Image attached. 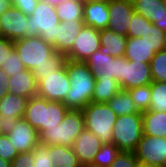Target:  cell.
<instances>
[{
  "instance_id": "e0dca14e",
  "label": "cell",
  "mask_w": 166,
  "mask_h": 167,
  "mask_svg": "<svg viewBox=\"0 0 166 167\" xmlns=\"http://www.w3.org/2000/svg\"><path fill=\"white\" fill-rule=\"evenodd\" d=\"M103 143L90 130L84 129L73 143L74 153L83 167H89Z\"/></svg>"
},
{
  "instance_id": "ba28073f",
  "label": "cell",
  "mask_w": 166,
  "mask_h": 167,
  "mask_svg": "<svg viewBox=\"0 0 166 167\" xmlns=\"http://www.w3.org/2000/svg\"><path fill=\"white\" fill-rule=\"evenodd\" d=\"M96 79H115L122 89L123 57H112L105 51H95L85 61Z\"/></svg>"
},
{
  "instance_id": "7c38bea8",
  "label": "cell",
  "mask_w": 166,
  "mask_h": 167,
  "mask_svg": "<svg viewBox=\"0 0 166 167\" xmlns=\"http://www.w3.org/2000/svg\"><path fill=\"white\" fill-rule=\"evenodd\" d=\"M100 30L84 26L76 37L66 59L75 62H85L88 57L100 48Z\"/></svg>"
},
{
  "instance_id": "9a60e30c",
  "label": "cell",
  "mask_w": 166,
  "mask_h": 167,
  "mask_svg": "<svg viewBox=\"0 0 166 167\" xmlns=\"http://www.w3.org/2000/svg\"><path fill=\"white\" fill-rule=\"evenodd\" d=\"M7 136L9 137L13 147L19 152H32L39 144V135L24 118L16 120L15 126Z\"/></svg>"
},
{
  "instance_id": "e575fe53",
  "label": "cell",
  "mask_w": 166,
  "mask_h": 167,
  "mask_svg": "<svg viewBox=\"0 0 166 167\" xmlns=\"http://www.w3.org/2000/svg\"><path fill=\"white\" fill-rule=\"evenodd\" d=\"M34 158L33 167H54L52 159L49 156V146L38 144L32 151Z\"/></svg>"
},
{
  "instance_id": "3957f363",
  "label": "cell",
  "mask_w": 166,
  "mask_h": 167,
  "mask_svg": "<svg viewBox=\"0 0 166 167\" xmlns=\"http://www.w3.org/2000/svg\"><path fill=\"white\" fill-rule=\"evenodd\" d=\"M68 110L63 102L48 101L34 96L28 100L23 118L39 133L59 125Z\"/></svg>"
},
{
  "instance_id": "cb8c5ba5",
  "label": "cell",
  "mask_w": 166,
  "mask_h": 167,
  "mask_svg": "<svg viewBox=\"0 0 166 167\" xmlns=\"http://www.w3.org/2000/svg\"><path fill=\"white\" fill-rule=\"evenodd\" d=\"M49 156L54 167H83L77 155L70 146L52 145L49 146Z\"/></svg>"
},
{
  "instance_id": "681fc988",
  "label": "cell",
  "mask_w": 166,
  "mask_h": 167,
  "mask_svg": "<svg viewBox=\"0 0 166 167\" xmlns=\"http://www.w3.org/2000/svg\"><path fill=\"white\" fill-rule=\"evenodd\" d=\"M90 1L109 3L112 0H90Z\"/></svg>"
},
{
  "instance_id": "6da1fadb",
  "label": "cell",
  "mask_w": 166,
  "mask_h": 167,
  "mask_svg": "<svg viewBox=\"0 0 166 167\" xmlns=\"http://www.w3.org/2000/svg\"><path fill=\"white\" fill-rule=\"evenodd\" d=\"M70 88L63 102L69 109L82 110L92 102L96 78L85 62L66 59Z\"/></svg>"
},
{
  "instance_id": "1f68e13d",
  "label": "cell",
  "mask_w": 166,
  "mask_h": 167,
  "mask_svg": "<svg viewBox=\"0 0 166 167\" xmlns=\"http://www.w3.org/2000/svg\"><path fill=\"white\" fill-rule=\"evenodd\" d=\"M150 70L153 81L166 82V51L155 53L150 62Z\"/></svg>"
},
{
  "instance_id": "f6af8a7d",
  "label": "cell",
  "mask_w": 166,
  "mask_h": 167,
  "mask_svg": "<svg viewBox=\"0 0 166 167\" xmlns=\"http://www.w3.org/2000/svg\"><path fill=\"white\" fill-rule=\"evenodd\" d=\"M11 6V0H0V15H2L5 11L11 8Z\"/></svg>"
},
{
  "instance_id": "7bdbcfd3",
  "label": "cell",
  "mask_w": 166,
  "mask_h": 167,
  "mask_svg": "<svg viewBox=\"0 0 166 167\" xmlns=\"http://www.w3.org/2000/svg\"><path fill=\"white\" fill-rule=\"evenodd\" d=\"M158 13L156 14L154 18V25L158 27L160 30L166 32V9L164 8L163 2H161L159 5Z\"/></svg>"
},
{
  "instance_id": "c3c4849f",
  "label": "cell",
  "mask_w": 166,
  "mask_h": 167,
  "mask_svg": "<svg viewBox=\"0 0 166 167\" xmlns=\"http://www.w3.org/2000/svg\"><path fill=\"white\" fill-rule=\"evenodd\" d=\"M138 167H163V166H155V165H151V164L139 163Z\"/></svg>"
},
{
  "instance_id": "52a82bcc",
  "label": "cell",
  "mask_w": 166,
  "mask_h": 167,
  "mask_svg": "<svg viewBox=\"0 0 166 167\" xmlns=\"http://www.w3.org/2000/svg\"><path fill=\"white\" fill-rule=\"evenodd\" d=\"M27 22L29 37L40 36L52 46L56 43L57 26L60 21L55 6L39 0L34 12L28 16Z\"/></svg>"
},
{
  "instance_id": "74e56055",
  "label": "cell",
  "mask_w": 166,
  "mask_h": 167,
  "mask_svg": "<svg viewBox=\"0 0 166 167\" xmlns=\"http://www.w3.org/2000/svg\"><path fill=\"white\" fill-rule=\"evenodd\" d=\"M139 161L133 152H120L110 167H138Z\"/></svg>"
},
{
  "instance_id": "7402d4cb",
  "label": "cell",
  "mask_w": 166,
  "mask_h": 167,
  "mask_svg": "<svg viewBox=\"0 0 166 167\" xmlns=\"http://www.w3.org/2000/svg\"><path fill=\"white\" fill-rule=\"evenodd\" d=\"M154 55V48L145 43L141 37H128L124 55L128 61L150 63Z\"/></svg>"
},
{
  "instance_id": "ac0fdd59",
  "label": "cell",
  "mask_w": 166,
  "mask_h": 167,
  "mask_svg": "<svg viewBox=\"0 0 166 167\" xmlns=\"http://www.w3.org/2000/svg\"><path fill=\"white\" fill-rule=\"evenodd\" d=\"M85 26L83 20L60 22L57 26L56 43L53 45L57 53L66 55L72 48L76 37Z\"/></svg>"
},
{
  "instance_id": "277c9868",
  "label": "cell",
  "mask_w": 166,
  "mask_h": 167,
  "mask_svg": "<svg viewBox=\"0 0 166 167\" xmlns=\"http://www.w3.org/2000/svg\"><path fill=\"white\" fill-rule=\"evenodd\" d=\"M84 129L85 124L82 111L69 109L59 125L38 133L39 144L72 147L74 141Z\"/></svg>"
},
{
  "instance_id": "d6986e66",
  "label": "cell",
  "mask_w": 166,
  "mask_h": 167,
  "mask_svg": "<svg viewBox=\"0 0 166 167\" xmlns=\"http://www.w3.org/2000/svg\"><path fill=\"white\" fill-rule=\"evenodd\" d=\"M108 3L84 0L83 22L98 30L106 29L109 24Z\"/></svg>"
},
{
  "instance_id": "8d00e7d4",
  "label": "cell",
  "mask_w": 166,
  "mask_h": 167,
  "mask_svg": "<svg viewBox=\"0 0 166 167\" xmlns=\"http://www.w3.org/2000/svg\"><path fill=\"white\" fill-rule=\"evenodd\" d=\"M129 26L128 37H140L146 29V18L134 12Z\"/></svg>"
},
{
  "instance_id": "5bb4252c",
  "label": "cell",
  "mask_w": 166,
  "mask_h": 167,
  "mask_svg": "<svg viewBox=\"0 0 166 167\" xmlns=\"http://www.w3.org/2000/svg\"><path fill=\"white\" fill-rule=\"evenodd\" d=\"M108 8L110 19L107 28L128 37L129 25L135 12L134 4L130 0H112Z\"/></svg>"
},
{
  "instance_id": "b9f144b4",
  "label": "cell",
  "mask_w": 166,
  "mask_h": 167,
  "mask_svg": "<svg viewBox=\"0 0 166 167\" xmlns=\"http://www.w3.org/2000/svg\"><path fill=\"white\" fill-rule=\"evenodd\" d=\"M14 49V41L9 40L5 37L0 39V66H3L7 54Z\"/></svg>"
},
{
  "instance_id": "d4e9b609",
  "label": "cell",
  "mask_w": 166,
  "mask_h": 167,
  "mask_svg": "<svg viewBox=\"0 0 166 167\" xmlns=\"http://www.w3.org/2000/svg\"><path fill=\"white\" fill-rule=\"evenodd\" d=\"M121 87L115 79H96L92 102L107 103Z\"/></svg>"
},
{
  "instance_id": "f907efd6",
  "label": "cell",
  "mask_w": 166,
  "mask_h": 167,
  "mask_svg": "<svg viewBox=\"0 0 166 167\" xmlns=\"http://www.w3.org/2000/svg\"><path fill=\"white\" fill-rule=\"evenodd\" d=\"M162 50L166 51V34H165L164 44H163V48H162Z\"/></svg>"
},
{
  "instance_id": "9c48e42d",
  "label": "cell",
  "mask_w": 166,
  "mask_h": 167,
  "mask_svg": "<svg viewBox=\"0 0 166 167\" xmlns=\"http://www.w3.org/2000/svg\"><path fill=\"white\" fill-rule=\"evenodd\" d=\"M70 85L67 67L64 64L59 70L45 75L44 79L38 82L37 96L48 101L64 102Z\"/></svg>"
},
{
  "instance_id": "2e32d148",
  "label": "cell",
  "mask_w": 166,
  "mask_h": 167,
  "mask_svg": "<svg viewBox=\"0 0 166 167\" xmlns=\"http://www.w3.org/2000/svg\"><path fill=\"white\" fill-rule=\"evenodd\" d=\"M152 81L150 63L128 61L123 56V90H129L135 87L151 84Z\"/></svg>"
},
{
  "instance_id": "4dcf8cb0",
  "label": "cell",
  "mask_w": 166,
  "mask_h": 167,
  "mask_svg": "<svg viewBox=\"0 0 166 167\" xmlns=\"http://www.w3.org/2000/svg\"><path fill=\"white\" fill-rule=\"evenodd\" d=\"M127 92L129 93L135 107L139 112L149 110L151 102V84L135 87L127 90Z\"/></svg>"
},
{
  "instance_id": "83f0119b",
  "label": "cell",
  "mask_w": 166,
  "mask_h": 167,
  "mask_svg": "<svg viewBox=\"0 0 166 167\" xmlns=\"http://www.w3.org/2000/svg\"><path fill=\"white\" fill-rule=\"evenodd\" d=\"M165 31L160 30L146 19V29L140 36L145 43L154 48V53L161 51L164 44Z\"/></svg>"
},
{
  "instance_id": "7a4b0ae2",
  "label": "cell",
  "mask_w": 166,
  "mask_h": 167,
  "mask_svg": "<svg viewBox=\"0 0 166 167\" xmlns=\"http://www.w3.org/2000/svg\"><path fill=\"white\" fill-rule=\"evenodd\" d=\"M14 49L24 67L30 71L35 67L65 63L66 56L57 53L54 47L40 36H31L14 41Z\"/></svg>"
},
{
  "instance_id": "ab89813d",
  "label": "cell",
  "mask_w": 166,
  "mask_h": 167,
  "mask_svg": "<svg viewBox=\"0 0 166 167\" xmlns=\"http://www.w3.org/2000/svg\"><path fill=\"white\" fill-rule=\"evenodd\" d=\"M34 158L32 152L19 153L11 162V167H33Z\"/></svg>"
},
{
  "instance_id": "f35d334b",
  "label": "cell",
  "mask_w": 166,
  "mask_h": 167,
  "mask_svg": "<svg viewBox=\"0 0 166 167\" xmlns=\"http://www.w3.org/2000/svg\"><path fill=\"white\" fill-rule=\"evenodd\" d=\"M65 63H53V65H44L35 67V69L32 70V73L34 74L37 83L44 79L45 75H50L54 71L59 70Z\"/></svg>"
},
{
  "instance_id": "30bf717a",
  "label": "cell",
  "mask_w": 166,
  "mask_h": 167,
  "mask_svg": "<svg viewBox=\"0 0 166 167\" xmlns=\"http://www.w3.org/2000/svg\"><path fill=\"white\" fill-rule=\"evenodd\" d=\"M134 153L139 163L166 167V137L143 134Z\"/></svg>"
},
{
  "instance_id": "4fadbf2b",
  "label": "cell",
  "mask_w": 166,
  "mask_h": 167,
  "mask_svg": "<svg viewBox=\"0 0 166 167\" xmlns=\"http://www.w3.org/2000/svg\"><path fill=\"white\" fill-rule=\"evenodd\" d=\"M28 16L15 6L0 15V29L3 37L16 41L29 37Z\"/></svg>"
},
{
  "instance_id": "f5cc1de1",
  "label": "cell",
  "mask_w": 166,
  "mask_h": 167,
  "mask_svg": "<svg viewBox=\"0 0 166 167\" xmlns=\"http://www.w3.org/2000/svg\"><path fill=\"white\" fill-rule=\"evenodd\" d=\"M3 37V35H2V32H1V29H0V39Z\"/></svg>"
},
{
  "instance_id": "4316f807",
  "label": "cell",
  "mask_w": 166,
  "mask_h": 167,
  "mask_svg": "<svg viewBox=\"0 0 166 167\" xmlns=\"http://www.w3.org/2000/svg\"><path fill=\"white\" fill-rule=\"evenodd\" d=\"M107 104L117 116L142 113L135 107L127 90L120 89V91L113 96Z\"/></svg>"
},
{
  "instance_id": "44dd1931",
  "label": "cell",
  "mask_w": 166,
  "mask_h": 167,
  "mask_svg": "<svg viewBox=\"0 0 166 167\" xmlns=\"http://www.w3.org/2000/svg\"><path fill=\"white\" fill-rule=\"evenodd\" d=\"M128 37L122 34L113 32L106 28L100 30V51H105L112 57H123L126 51V43Z\"/></svg>"
},
{
  "instance_id": "7dc6e473",
  "label": "cell",
  "mask_w": 166,
  "mask_h": 167,
  "mask_svg": "<svg viewBox=\"0 0 166 167\" xmlns=\"http://www.w3.org/2000/svg\"><path fill=\"white\" fill-rule=\"evenodd\" d=\"M0 167H11V162L0 158Z\"/></svg>"
},
{
  "instance_id": "d6a6232c",
  "label": "cell",
  "mask_w": 166,
  "mask_h": 167,
  "mask_svg": "<svg viewBox=\"0 0 166 167\" xmlns=\"http://www.w3.org/2000/svg\"><path fill=\"white\" fill-rule=\"evenodd\" d=\"M162 0H136L134 4V10L139 13L151 23H154V18L158 13V5Z\"/></svg>"
},
{
  "instance_id": "d590c367",
  "label": "cell",
  "mask_w": 166,
  "mask_h": 167,
  "mask_svg": "<svg viewBox=\"0 0 166 167\" xmlns=\"http://www.w3.org/2000/svg\"><path fill=\"white\" fill-rule=\"evenodd\" d=\"M19 152L6 134H0V158L12 162Z\"/></svg>"
},
{
  "instance_id": "5b68a950",
  "label": "cell",
  "mask_w": 166,
  "mask_h": 167,
  "mask_svg": "<svg viewBox=\"0 0 166 167\" xmlns=\"http://www.w3.org/2000/svg\"><path fill=\"white\" fill-rule=\"evenodd\" d=\"M85 129L93 132L103 144L112 143L117 115L107 103L90 102L82 110Z\"/></svg>"
},
{
  "instance_id": "816d5d0a",
  "label": "cell",
  "mask_w": 166,
  "mask_h": 167,
  "mask_svg": "<svg viewBox=\"0 0 166 167\" xmlns=\"http://www.w3.org/2000/svg\"><path fill=\"white\" fill-rule=\"evenodd\" d=\"M164 8L166 9V0H162Z\"/></svg>"
},
{
  "instance_id": "ee69618b",
  "label": "cell",
  "mask_w": 166,
  "mask_h": 167,
  "mask_svg": "<svg viewBox=\"0 0 166 167\" xmlns=\"http://www.w3.org/2000/svg\"><path fill=\"white\" fill-rule=\"evenodd\" d=\"M9 76L8 74L0 68V99H2L7 93V84Z\"/></svg>"
},
{
  "instance_id": "484cf974",
  "label": "cell",
  "mask_w": 166,
  "mask_h": 167,
  "mask_svg": "<svg viewBox=\"0 0 166 167\" xmlns=\"http://www.w3.org/2000/svg\"><path fill=\"white\" fill-rule=\"evenodd\" d=\"M84 0H70L55 6L60 22L83 20Z\"/></svg>"
},
{
  "instance_id": "60d3db41",
  "label": "cell",
  "mask_w": 166,
  "mask_h": 167,
  "mask_svg": "<svg viewBox=\"0 0 166 167\" xmlns=\"http://www.w3.org/2000/svg\"><path fill=\"white\" fill-rule=\"evenodd\" d=\"M38 1L39 0H11L12 6H15L27 16L34 12Z\"/></svg>"
},
{
  "instance_id": "8fae6325",
  "label": "cell",
  "mask_w": 166,
  "mask_h": 167,
  "mask_svg": "<svg viewBox=\"0 0 166 167\" xmlns=\"http://www.w3.org/2000/svg\"><path fill=\"white\" fill-rule=\"evenodd\" d=\"M28 98L7 93L0 99V134H8L13 130L16 120L23 118Z\"/></svg>"
},
{
  "instance_id": "8992f818",
  "label": "cell",
  "mask_w": 166,
  "mask_h": 167,
  "mask_svg": "<svg viewBox=\"0 0 166 167\" xmlns=\"http://www.w3.org/2000/svg\"><path fill=\"white\" fill-rule=\"evenodd\" d=\"M143 135L142 113L117 116L112 143L121 152H135Z\"/></svg>"
},
{
  "instance_id": "f1b7e54d",
  "label": "cell",
  "mask_w": 166,
  "mask_h": 167,
  "mask_svg": "<svg viewBox=\"0 0 166 167\" xmlns=\"http://www.w3.org/2000/svg\"><path fill=\"white\" fill-rule=\"evenodd\" d=\"M120 152L113 143L103 144L89 167H110Z\"/></svg>"
},
{
  "instance_id": "bcb514c9",
  "label": "cell",
  "mask_w": 166,
  "mask_h": 167,
  "mask_svg": "<svg viewBox=\"0 0 166 167\" xmlns=\"http://www.w3.org/2000/svg\"><path fill=\"white\" fill-rule=\"evenodd\" d=\"M50 5H53V6H56L60 3H63V2H67V1H70V0H42Z\"/></svg>"
},
{
  "instance_id": "603a6c76",
  "label": "cell",
  "mask_w": 166,
  "mask_h": 167,
  "mask_svg": "<svg viewBox=\"0 0 166 167\" xmlns=\"http://www.w3.org/2000/svg\"><path fill=\"white\" fill-rule=\"evenodd\" d=\"M142 127L144 135L166 137V112H142Z\"/></svg>"
},
{
  "instance_id": "836d02e7",
  "label": "cell",
  "mask_w": 166,
  "mask_h": 167,
  "mask_svg": "<svg viewBox=\"0 0 166 167\" xmlns=\"http://www.w3.org/2000/svg\"><path fill=\"white\" fill-rule=\"evenodd\" d=\"M0 68L3 69L8 76L16 75L26 69L15 49L7 54V58L3 66H0Z\"/></svg>"
},
{
  "instance_id": "ffe728a7",
  "label": "cell",
  "mask_w": 166,
  "mask_h": 167,
  "mask_svg": "<svg viewBox=\"0 0 166 167\" xmlns=\"http://www.w3.org/2000/svg\"><path fill=\"white\" fill-rule=\"evenodd\" d=\"M37 80L32 71L25 69L16 75L9 76L8 93L30 99L37 96Z\"/></svg>"
},
{
  "instance_id": "f546056e",
  "label": "cell",
  "mask_w": 166,
  "mask_h": 167,
  "mask_svg": "<svg viewBox=\"0 0 166 167\" xmlns=\"http://www.w3.org/2000/svg\"><path fill=\"white\" fill-rule=\"evenodd\" d=\"M150 111L166 112V82L152 81Z\"/></svg>"
}]
</instances>
